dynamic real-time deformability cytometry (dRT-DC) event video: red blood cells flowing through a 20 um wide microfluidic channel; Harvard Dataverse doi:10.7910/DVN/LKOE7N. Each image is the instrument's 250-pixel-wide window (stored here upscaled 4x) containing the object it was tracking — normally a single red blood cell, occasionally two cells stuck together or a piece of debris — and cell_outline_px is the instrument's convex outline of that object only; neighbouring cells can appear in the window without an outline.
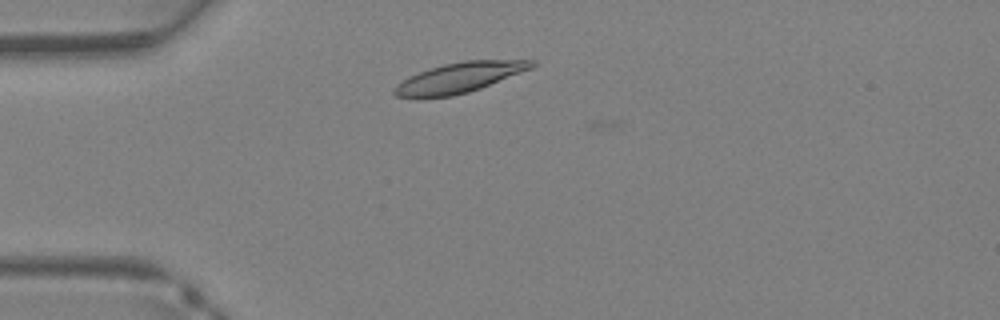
{"species": "Egyptian fruit bat (a non-hibernating species)", "species_latin": "Rousettus aegyptiacus", "temperature_condition": "warm", "stored_images_in_passage": 6, "camera_frame_rate_fps": 3000, "um_per_image_px": 0.085, "animal": {"sex": "female"}, "frame": {"image": 1, "passage_image": 5, "time_ms": 1.333, "image_size_px": [1000, 320], "cell_outline_px": [[536, 64], [532, 68], [480, 88], [468, 92], [452, 96], [396, 96], [392, 92], [392, 88], [396, 84], [408, 76], [444, 64], [464, 60], [536, 60]], "centroid_in_image_um": [39.06, 6.57], "position_along_channel_um": 45.9, "area_um2": 23.64}}